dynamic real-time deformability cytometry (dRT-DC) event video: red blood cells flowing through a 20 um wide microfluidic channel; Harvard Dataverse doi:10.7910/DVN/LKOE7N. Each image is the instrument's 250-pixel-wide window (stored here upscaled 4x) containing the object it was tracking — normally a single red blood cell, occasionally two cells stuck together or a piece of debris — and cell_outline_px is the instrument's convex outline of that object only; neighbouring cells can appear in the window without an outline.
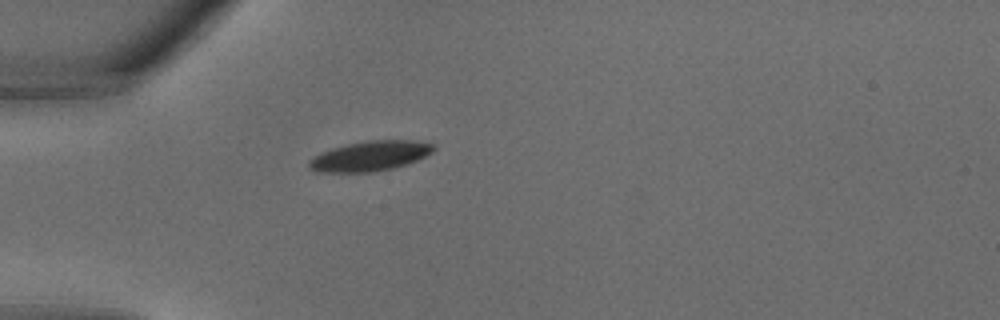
{"species": "common noctule bat (a hibernating species)", "species_latin": "Nyctalus noctula", "temperature_condition": "warm", "stored_images_in_passage": 25, "camera_frame_rate_fps": 3000, "um_per_image_px": 0.085, "animal": {"sex": "male", "body_mass_g": 18.8}, "frame": {"image": 1, "passage_image": 1, "time_ms": 0.0, "image_size_px": [1000, 320], "cell_outline_px": [[436, 148], [432, 152], [416, 160], [392, 168], [372, 172], [316, 172], [308, 168], [308, 160], [320, 152], [332, 148], [364, 140], [412, 140], [432, 144]], "centroid_in_image_um": [31.39, 13.26], "position_along_channel_um": 53.6, "area_um2": 21.68}}
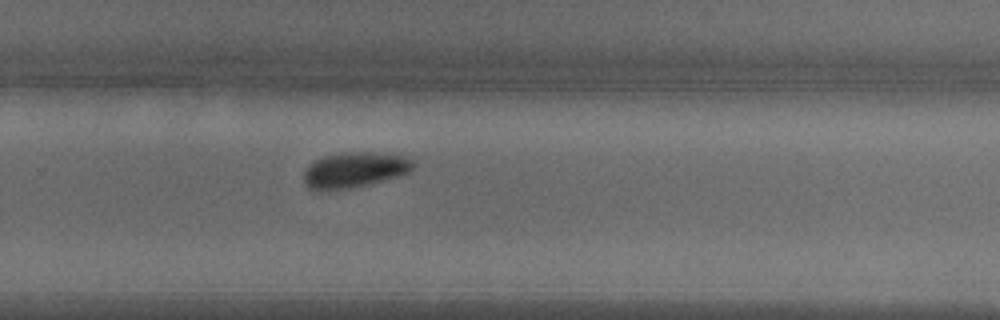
{"frame": {"image": 2, "passage_image": 14, "time_ms": 4.333, "image_size_px": [1000, 320], "cell_outline_px": [[416, 164], [408, 172], [400, 176], [372, 184], [352, 188], [320, 192], [308, 188], [304, 184], [304, 172], [316, 160], [324, 156], [344, 152], [372, 152], [400, 156], [412, 160]], "centroid_in_image_um": [30.12, 14.48], "position_along_channel_um": 299.7, "area_um2": 22.77}}
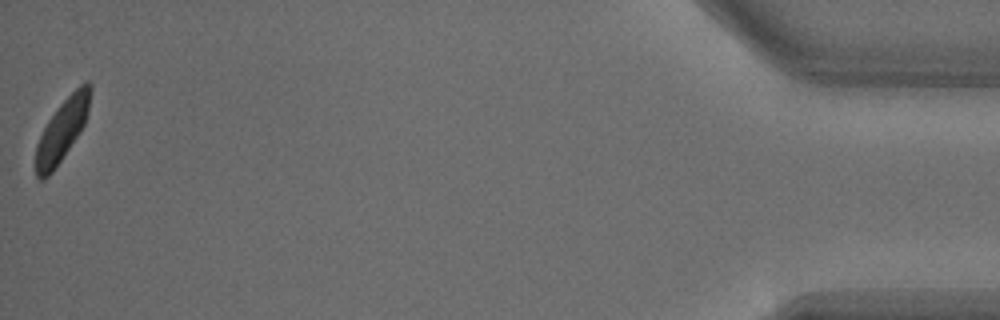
{"frame": {"image": 3, "passage_image": 25, "time_ms": 8.0, "image_size_px": [1000, 320], "cell_outline_px": [[92, 88], [88, 108], [84, 124], [80, 132], [52, 172], [44, 180], [40, 180], [36, 176], [36, 144], [48, 120], [56, 108], [80, 84], [88, 80], [92, 84]], "centroid_in_image_um": [5.28, 11.04], "position_along_channel_um": 429.9, "area_um2": 19.36}}